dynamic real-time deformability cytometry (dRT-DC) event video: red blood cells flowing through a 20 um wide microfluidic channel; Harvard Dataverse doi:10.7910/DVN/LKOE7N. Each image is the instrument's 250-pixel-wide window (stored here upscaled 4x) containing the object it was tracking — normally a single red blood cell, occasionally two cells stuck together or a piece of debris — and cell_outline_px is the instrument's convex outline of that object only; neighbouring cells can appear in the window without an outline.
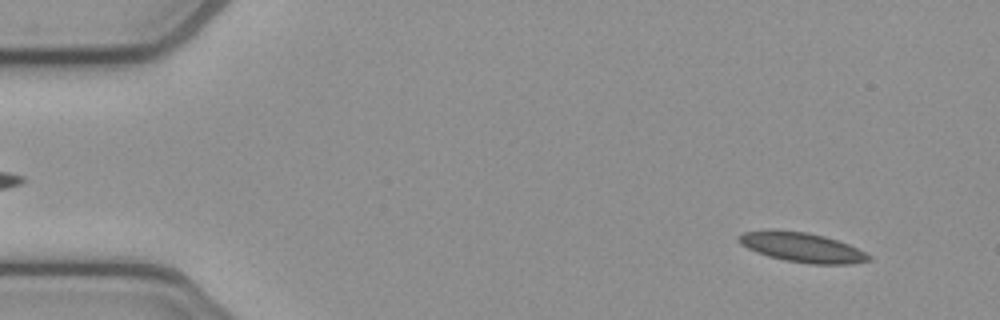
{"species": "common noctule bat (a hibernating species)", "species_latin": "Nyctalus noctula", "temperature_condition": "cold", "stored_images_in_passage": 52, "camera_frame_rate_fps": 3000, "um_per_image_px": 0.085, "animal": {"sex": "female", "body_mass_g": 21.9}, "frame": {"image": 1, "passage_image": 4, "time_ms": 1.0, "image_size_px": [1000, 320], "cell_outline_px": [[872, 260], [852, 264], [808, 264], [784, 260], [768, 256], [756, 252], [740, 244], [736, 240], [736, 236], [744, 232], [768, 228], [772, 228], [808, 232], [824, 236], [848, 244], [872, 256]], "centroid_in_image_um": [68.11, 21.0], "position_along_channel_um": 16.9, "area_um2": 22.89}}
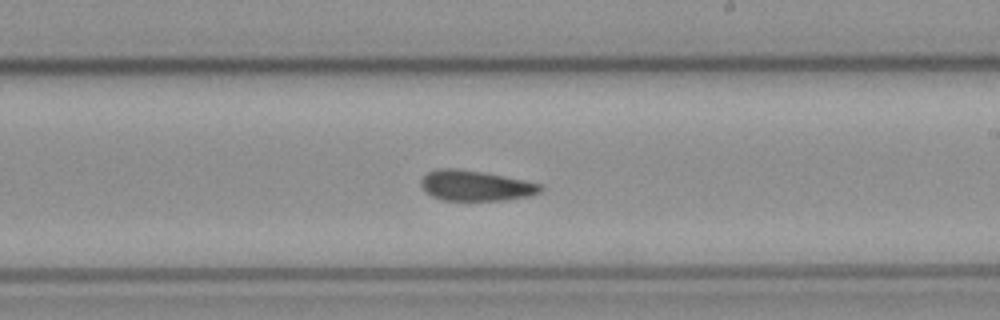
{"frame": {"image": 2, "passage_image": 30, "time_ms": 9.667, "image_size_px": [1000, 320], "cell_outline_px": [[544, 188], [540, 192], [532, 196], [504, 200], [440, 200], [424, 192], [420, 184], [420, 180], [428, 172], [436, 168], [456, 168], [504, 176], [544, 184]], "centroid_in_image_um": [40.43, 15.78], "position_along_channel_um": 248.6, "area_um2": 21.39}}
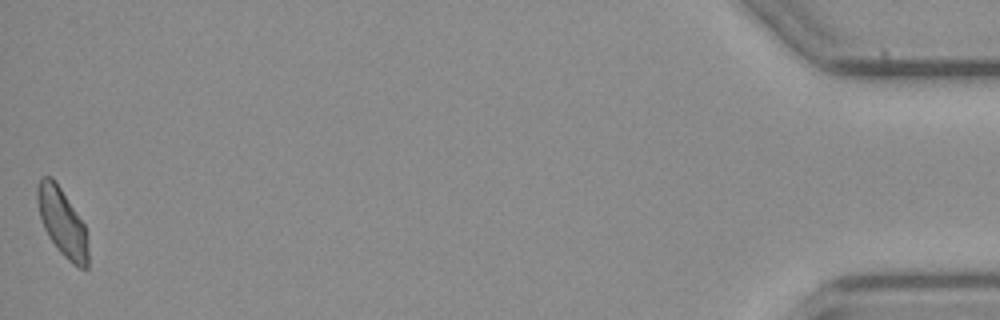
{"frame": {"image": 3, "passage_image": 52, "time_ms": 17.0, "image_size_px": [1000, 320], "cell_outline_px": [[88, 268], [80, 268], [72, 264], [56, 248], [48, 236], [44, 228], [40, 216], [36, 200], [36, 184], [40, 176], [52, 176], [56, 180], [84, 224], [88, 236]], "centroid_in_image_um": [5.28, 18.86], "position_along_channel_um": 429.9, "area_um2": 20.46}, "authors_computed_cell_mechanics": {"area_um2": 21.4727, "velocity_mm_per_s": 3.8493, "shape_relaxation_time_tau1_ms": null, "shape_relaxation_time_tau2_ms": 4.1198, "deformation_change_tau1": null, "deformation_change_tau2": 0.095}}